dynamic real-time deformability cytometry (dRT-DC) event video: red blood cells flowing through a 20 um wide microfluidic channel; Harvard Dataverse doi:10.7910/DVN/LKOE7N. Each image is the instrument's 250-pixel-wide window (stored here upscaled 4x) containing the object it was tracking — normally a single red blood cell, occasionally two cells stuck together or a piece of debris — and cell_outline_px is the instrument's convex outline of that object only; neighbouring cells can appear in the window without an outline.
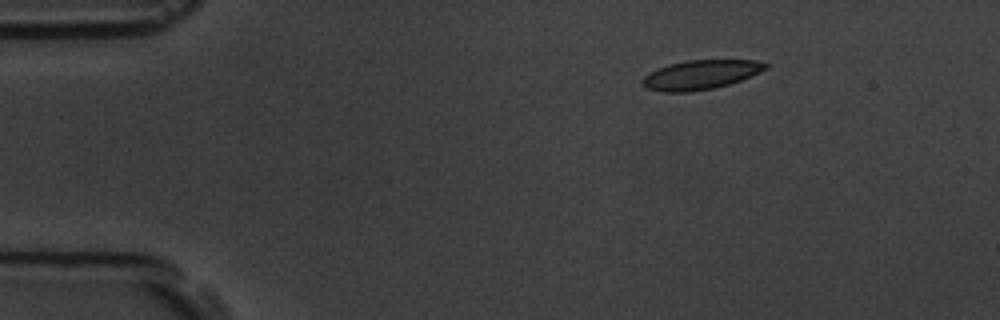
{"species": "common noctule bat (a hibernating species)", "species_latin": "Nyctalus noctula", "temperature_condition": "room temperature", "stored_images_in_passage": 7, "camera_frame_rate_fps": 3000, "um_per_image_px": 0.085, "animal": {"sex": "male", "body_mass_g": 19.5, "forearm_length_mm": 54.6}, "frame": {"image": 1, "passage_image": 1, "time_ms": 0.0, "image_size_px": [1000, 320], "cell_outline_px": [[768, 68], [760, 72], [740, 80], [728, 84], [712, 88], [688, 92], [664, 92], [648, 88], [640, 84], [640, 80], [644, 76], [668, 64], [688, 60], [756, 60], [768, 64]], "centroid_in_image_um": [59.54, 6.35], "position_along_channel_um": 25.5, "area_um2": 20.81}}